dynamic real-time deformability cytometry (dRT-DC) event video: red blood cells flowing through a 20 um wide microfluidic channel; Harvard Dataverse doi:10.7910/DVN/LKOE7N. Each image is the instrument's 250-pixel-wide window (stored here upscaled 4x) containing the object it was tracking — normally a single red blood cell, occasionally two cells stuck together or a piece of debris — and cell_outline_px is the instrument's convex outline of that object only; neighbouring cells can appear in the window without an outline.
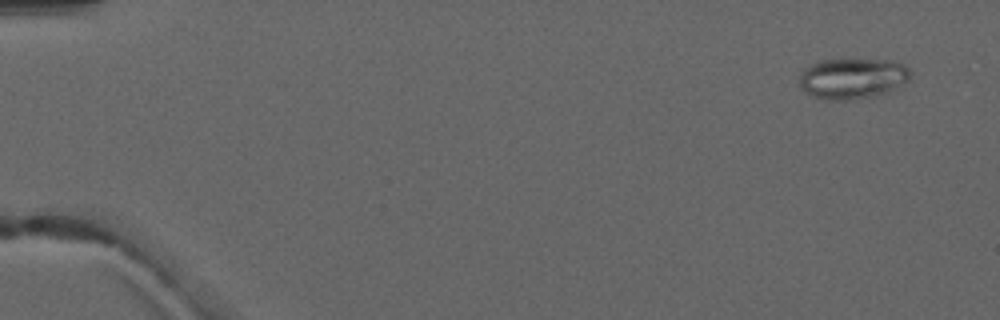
{"species": "common noctule bat (a hibernating species)", "species_latin": "Nyctalus noctula", "temperature_condition": "warm", "stored_images_in_passage": 5, "camera_frame_rate_fps": 3000, "um_per_image_px": 0.085, "animal": {"sex": "male", "forearm_length_mm": 52.5}, "frame": {"image": 1, "passage_image": 2, "time_ms": 1.0, "image_size_px": [1000, 320], "cell_outline_px": [[912, 72], [908, 80], [904, 84], [884, 92], [872, 96], [848, 100], [824, 100], [812, 96], [804, 92], [800, 88], [800, 72], [804, 68], [820, 60], [884, 60], [904, 64]], "centroid_in_image_um": [72.42, 6.67], "position_along_channel_um": 12.6, "area_um2": 26.24}}